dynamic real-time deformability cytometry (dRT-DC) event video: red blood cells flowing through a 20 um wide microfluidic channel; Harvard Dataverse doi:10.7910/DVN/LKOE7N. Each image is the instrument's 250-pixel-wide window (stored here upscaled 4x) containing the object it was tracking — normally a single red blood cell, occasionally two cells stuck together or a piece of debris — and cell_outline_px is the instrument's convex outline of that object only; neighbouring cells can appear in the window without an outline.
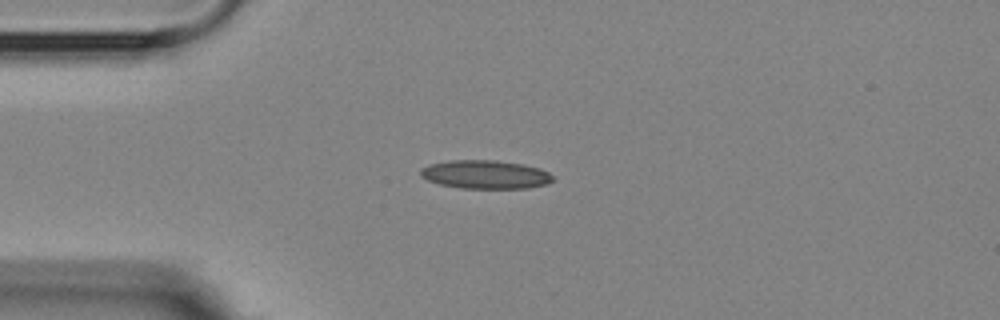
{"species": "Egyptian fruit bat (a non-hibernating species)", "species_latin": "Rousettus aegyptiacus", "temperature_condition": "room temperature", "stored_images_in_passage": 7, "camera_frame_rate_fps": 3000, "um_per_image_px": 0.085, "animal": {"sex": "female"}, "frame": {"image": 1, "passage_image": 3, "time_ms": 3.0, "image_size_px": [1000, 320], "cell_outline_px": [[556, 180], [548, 184], [528, 188], [460, 188], [440, 184], [428, 180], [420, 176], [420, 168], [428, 164], [448, 160], [496, 160], [524, 164], [540, 168], [548, 172]], "centroid_in_image_um": [41.26, 14.82], "position_along_channel_um": 43.7, "area_um2": 22.25}}
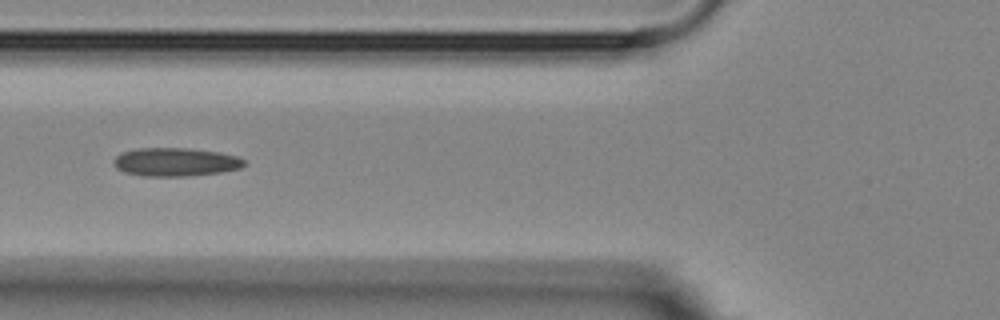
{"frame": {"image": 2, "passage_image": 5, "time_ms": 5.333, "image_size_px": [1000, 320], "cell_outline_px": [[244, 164], [240, 168], [220, 172], [184, 176], [144, 176], [124, 172], [116, 168], [116, 156], [120, 152], [136, 148], [188, 148], [220, 152], [236, 156], [244, 160]], "centroid_in_image_um": [14.9, 13.76], "position_along_channel_um": 110.9, "area_um2": 21.44}}
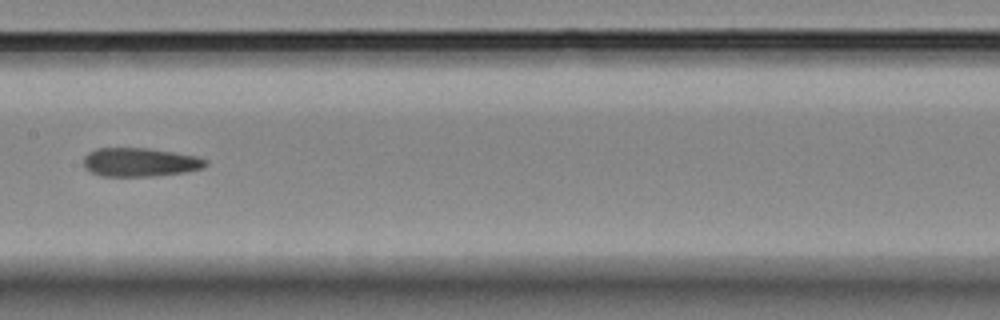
{"frame": {"image": 3, "passage_image": 7, "time_ms": 7.667, "image_size_px": [1000, 320], "cell_outline_px": [[208, 164], [200, 168], [184, 172], [152, 176], [104, 176], [92, 172], [84, 164], [84, 156], [88, 152], [96, 148], [148, 148], [196, 156], [208, 160]], "centroid_in_image_um": [11.89, 13.78], "position_along_channel_um": 195.5, "area_um2": 20.17}}